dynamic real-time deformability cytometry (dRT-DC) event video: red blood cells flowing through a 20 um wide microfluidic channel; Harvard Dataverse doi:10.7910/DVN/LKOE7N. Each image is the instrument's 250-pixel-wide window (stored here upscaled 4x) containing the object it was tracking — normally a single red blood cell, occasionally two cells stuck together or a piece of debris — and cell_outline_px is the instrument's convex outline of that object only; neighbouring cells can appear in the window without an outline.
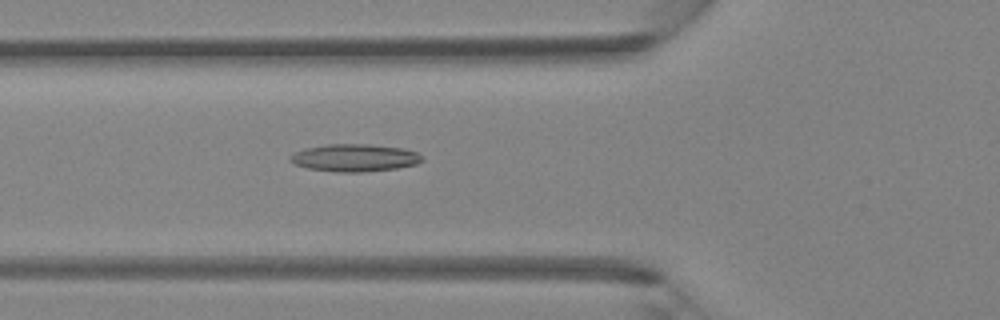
{"species": "Egyptian fruit bat (a non-hibernating species)", "species_latin": "Rousettus aegyptiacus", "temperature_condition": "room temperature", "stored_images_in_passage": 43, "camera_frame_rate_fps": 3000, "um_per_image_px": 0.085, "animal": {"sex": "female"}, "frame": {"image": 1, "passage_image": 15, "time_ms": 4.667, "image_size_px": [1000, 320], "cell_outline_px": [[424, 160], [416, 164], [396, 168], [360, 172], [336, 172], [308, 168], [296, 164], [288, 160], [288, 156], [304, 148], [328, 144], [368, 144], [400, 148], [416, 152]], "centroid_in_image_um": [30.1, 13.41], "position_along_channel_um": 95.7, "area_um2": 20.92}}
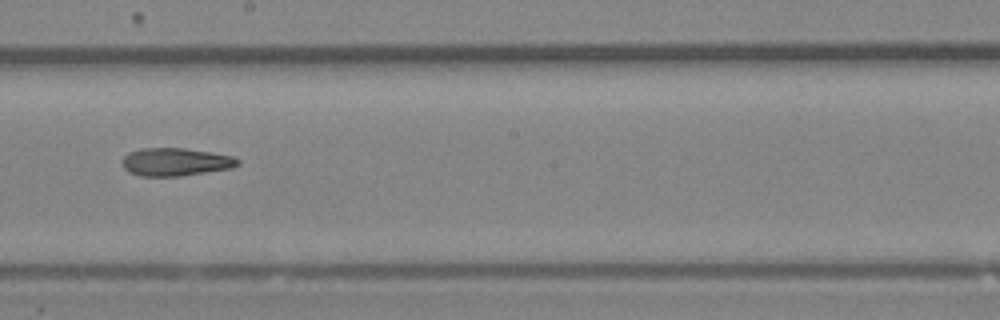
{"frame": {"image": 2, "passage_image": 24, "time_ms": 7.667, "image_size_px": [1000, 320], "cell_outline_px": [[240, 164], [232, 168], [180, 176], [140, 176], [128, 172], [120, 164], [124, 156], [128, 152], [140, 148], [184, 148], [212, 152], [232, 156], [240, 160]], "centroid_in_image_um": [14.89, 13.76], "position_along_channel_um": 233.3, "area_um2": 19.02}}
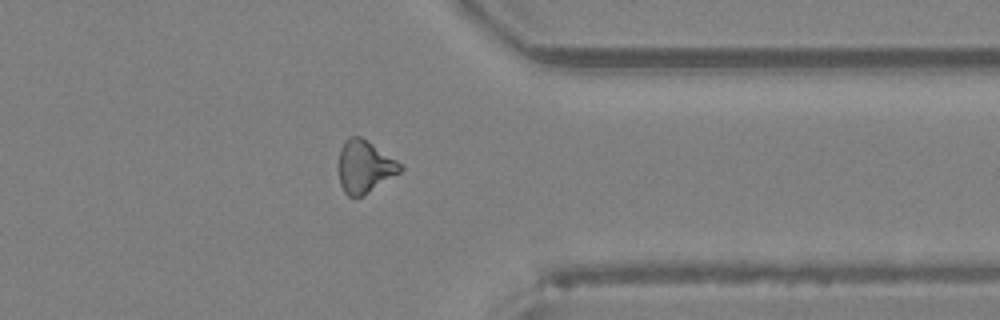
{"frame": {"image": 3, "passage_image": 34, "time_ms": 11.0, "image_size_px": [1000, 320], "cell_outline_px": [[404, 168], [400, 172], [356, 200], [348, 196], [344, 192], [340, 184], [340, 148], [344, 140], [348, 136], [360, 136], [404, 164]], "centroid_in_image_um": [31.01, 14.17], "position_along_channel_um": 380.4, "area_um2": 18.9}}